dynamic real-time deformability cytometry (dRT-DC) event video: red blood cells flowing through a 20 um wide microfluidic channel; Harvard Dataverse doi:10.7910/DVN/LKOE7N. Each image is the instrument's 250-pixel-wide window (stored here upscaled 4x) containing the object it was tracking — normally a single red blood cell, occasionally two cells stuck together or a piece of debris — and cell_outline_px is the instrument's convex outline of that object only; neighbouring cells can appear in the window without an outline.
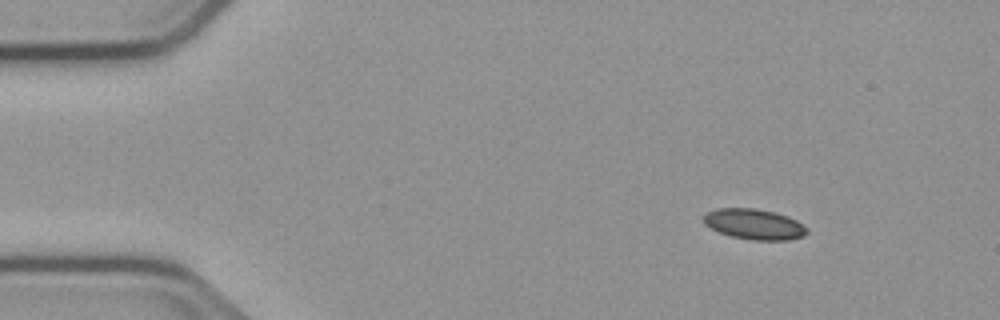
{"species": "common noctule bat (a hibernating species)", "species_latin": "Nyctalus noctula", "temperature_condition": "cold", "stored_images_in_passage": 55, "camera_frame_rate_fps": 3000, "um_per_image_px": 0.085, "animal": {"sex": "male", "body_mass_g": 23.1, "forearm_length_mm": 52.7}, "frame": {"image": 1, "passage_image": 7, "time_ms": 2.0, "image_size_px": [1000, 320], "cell_outline_px": [[808, 232], [804, 236], [788, 240], [752, 240], [732, 236], [720, 232], [704, 224], [704, 216], [708, 212], [716, 208], [752, 208], [772, 212], [788, 216], [796, 220], [808, 228]], "centroid_in_image_um": [64.13, 19.06], "position_along_channel_um": 20.9, "area_um2": 18.21}}
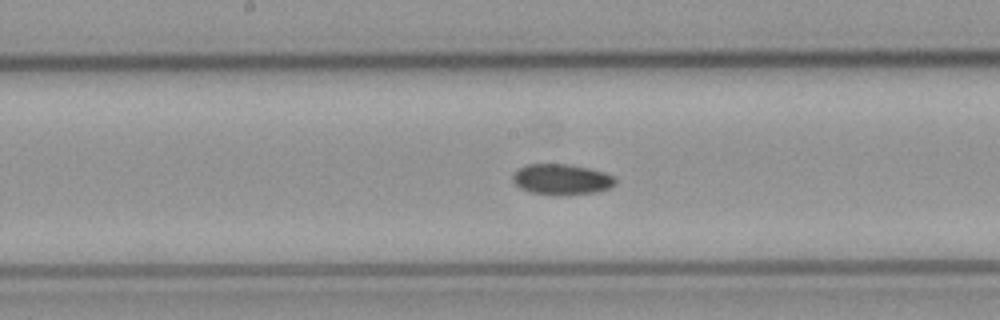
{"frame": {"image": 2, "passage_image": 28, "time_ms": 9.0, "image_size_px": [1000, 320], "cell_outline_px": [[616, 184], [608, 188], [596, 192], [560, 196], [556, 196], [532, 192], [520, 188], [512, 180], [512, 176], [524, 164], [568, 164], [588, 168], [604, 172], [612, 176], [616, 180]], "centroid_in_image_um": [47.73, 15.25], "position_along_channel_um": 200.5, "area_um2": 18.38}}
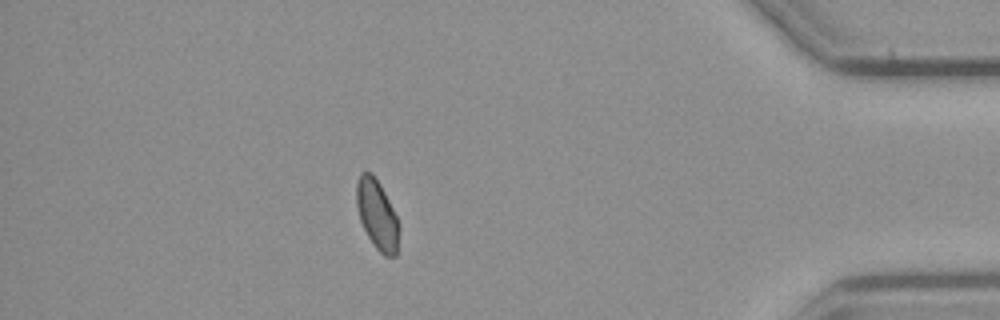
{"frame": {"image": 3, "passage_image": 48, "time_ms": 15.667, "image_size_px": [1000, 320], "cell_outline_px": [[400, 228], [396, 256], [384, 256], [372, 244], [360, 220], [356, 204], [356, 184], [360, 172], [372, 172], [380, 184], [396, 216]], "centroid_in_image_um": [32.05, 18.25], "position_along_channel_um": 403.2, "area_um2": 17.22}, "authors_computed_cell_mechanics": {"area_um2": 18.0336, "velocity_mm_per_s": 3.7595, "shape_relaxation_time_tau1_ms": 6.4631, "shape_relaxation_time_tau2_ms": null, "deformation_change_tau1": 0.0777, "deformation_change_tau2": null}}